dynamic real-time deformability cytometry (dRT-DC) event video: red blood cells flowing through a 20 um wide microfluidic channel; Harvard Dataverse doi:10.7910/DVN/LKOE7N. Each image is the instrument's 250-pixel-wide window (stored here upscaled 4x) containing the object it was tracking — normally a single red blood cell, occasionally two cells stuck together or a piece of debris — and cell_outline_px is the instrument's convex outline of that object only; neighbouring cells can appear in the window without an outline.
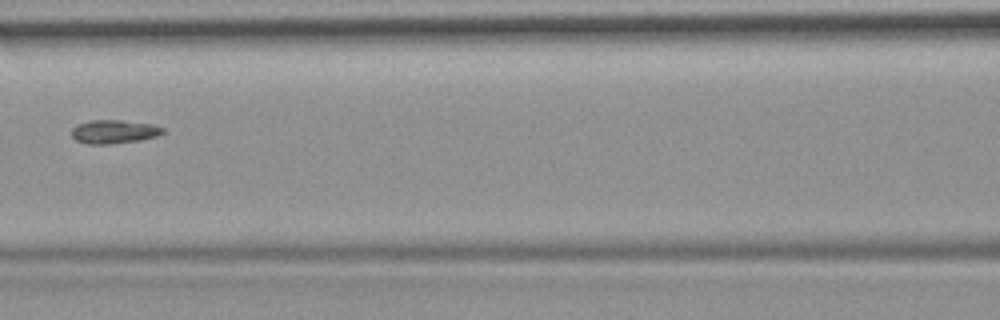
{"species": "common noctule bat (a hibernating species)", "species_latin": "Nyctalus noctula", "temperature_condition": "room temperature", "stored_images_in_passage": 11, "camera_frame_rate_fps": 3000, "um_per_image_px": 0.085, "animal": {"sex": "female", "body_mass_g": 19.9}, "frame": {"image": 1, "passage_image": 7, "time_ms": 2.0, "image_size_px": [1000, 320], "cell_outline_px": [[164, 132], [156, 136], [140, 140], [112, 144], [88, 144], [76, 140], [72, 136], [72, 128], [76, 124], [92, 120], [120, 120], [152, 124], [164, 128]], "centroid_in_image_um": [9.67, 11.19], "position_along_channel_um": 156.9, "area_um2": 12.54}}
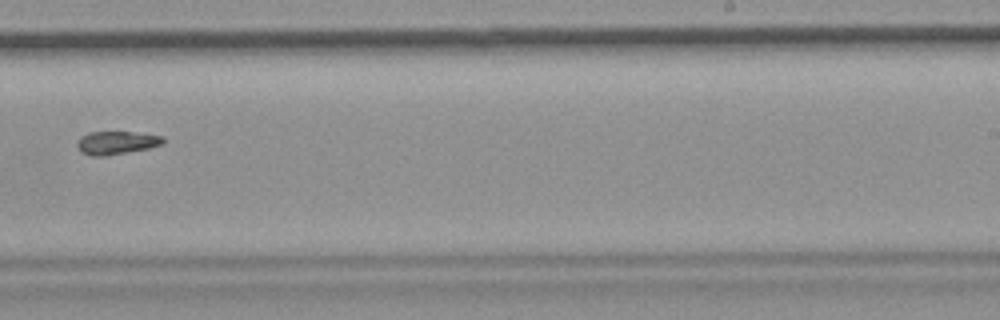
{"frame": {"image": 2, "passage_image": 10, "time_ms": 3.0, "image_size_px": [1000, 320], "cell_outline_px": [[164, 144], [148, 148], [104, 156], [92, 156], [80, 152], [76, 144], [80, 136], [88, 132], [132, 132], [164, 136]], "centroid_in_image_um": [9.87, 12.13], "position_along_channel_um": 279.1, "area_um2": 11.62}}